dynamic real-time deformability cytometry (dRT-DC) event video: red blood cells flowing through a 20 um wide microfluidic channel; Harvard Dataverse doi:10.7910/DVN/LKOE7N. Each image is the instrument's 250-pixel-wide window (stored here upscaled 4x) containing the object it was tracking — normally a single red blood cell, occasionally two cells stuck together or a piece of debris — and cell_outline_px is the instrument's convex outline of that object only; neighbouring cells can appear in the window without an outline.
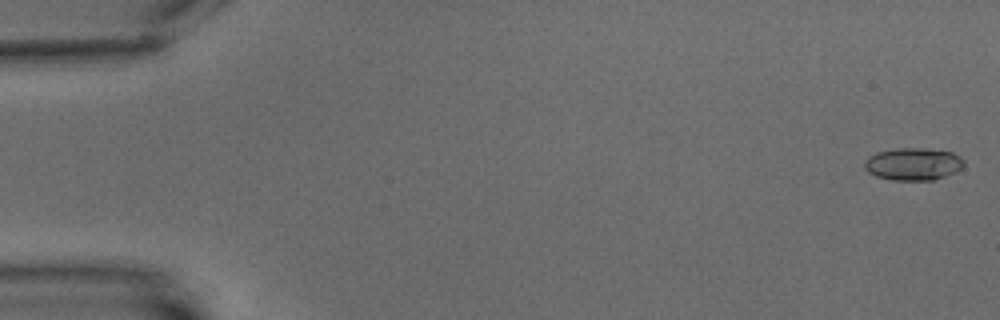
{"species": "common noctule bat (a hibernating species)", "species_latin": "Nyctalus noctula", "temperature_condition": "warm", "stored_images_in_passage": 4, "camera_frame_rate_fps": 3000, "um_per_image_px": 0.085, "animal": {"sex": "male", "body_mass_g": 15.6}, "frame": {"image": 1, "passage_image": 1, "time_ms": 0.0, "image_size_px": [1000, 320], "cell_outline_px": [[964, 168], [956, 172], [932, 180], [892, 180], [876, 176], [868, 172], [864, 168], [864, 160], [868, 156], [876, 152], [896, 148], [924, 148], [952, 152], [960, 156], [964, 160]], "centroid_in_image_um": [77.62, 13.93], "position_along_channel_um": 7.4, "area_um2": 19.02}}